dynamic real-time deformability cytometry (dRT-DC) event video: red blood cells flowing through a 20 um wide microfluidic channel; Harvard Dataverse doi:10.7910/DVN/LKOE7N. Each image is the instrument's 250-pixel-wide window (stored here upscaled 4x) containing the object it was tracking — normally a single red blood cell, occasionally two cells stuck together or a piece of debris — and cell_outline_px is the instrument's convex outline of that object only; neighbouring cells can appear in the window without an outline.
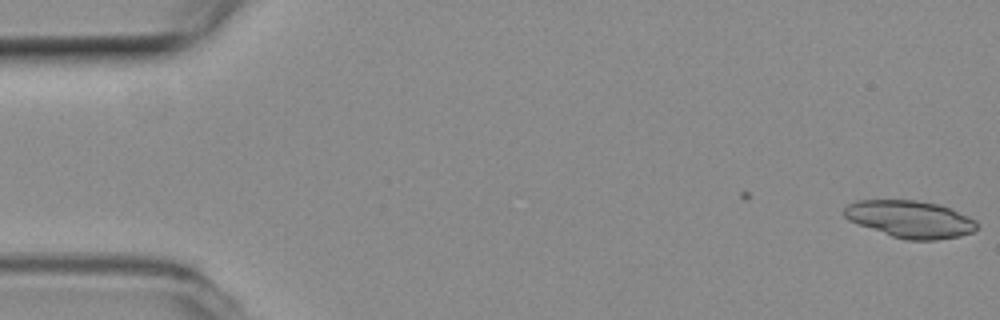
{"species": "common noctule bat (a hibernating species)", "species_latin": "Nyctalus noctula", "temperature_condition": "room temperature", "stored_images_in_passage": 9, "camera_frame_rate_fps": 3000, "um_per_image_px": 0.085, "animal": {"sex": "female", "body_mass_g": 19.3, "forearm_length_mm": 54.1}, "frame": {"image": 1, "passage_image": 9, "time_ms": 2.667, "image_size_px": [1000, 320], "cell_outline_px": [[980, 224], [972, 232], [960, 236], [936, 240], [904, 240], [892, 236], [848, 220], [844, 216], [844, 208], [848, 204], [856, 200], [916, 200], [940, 204], [968, 216], [976, 220]], "centroid_in_image_um": [77.38, 18.62], "position_along_channel_um": 7.6, "area_um2": 28.78}}